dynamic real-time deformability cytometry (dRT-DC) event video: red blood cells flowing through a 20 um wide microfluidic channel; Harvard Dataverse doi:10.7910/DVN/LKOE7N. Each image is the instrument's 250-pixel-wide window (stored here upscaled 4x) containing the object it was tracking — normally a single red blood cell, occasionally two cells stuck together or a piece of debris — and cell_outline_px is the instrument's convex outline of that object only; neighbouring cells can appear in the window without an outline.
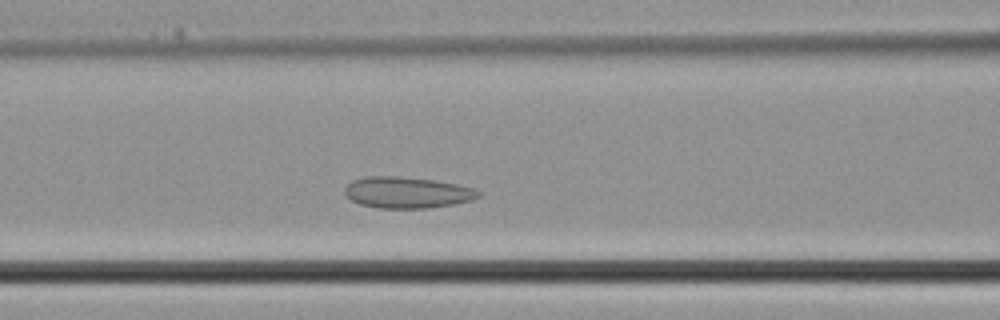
{"species": "common noctule bat (a hibernating species)", "species_latin": "Nyctalus noctula", "temperature_condition": "cold", "stored_images_in_passage": 32, "camera_frame_rate_fps": 3000, "um_per_image_px": 0.085, "animal": {"sex": "male", "body_mass_g": 21.5, "forearm_length_mm": 52.0}, "frame": {"image": 1, "passage_image": 9, "time_ms": 2.667, "image_size_px": [1000, 320], "cell_outline_px": [[480, 196], [472, 200], [452, 204], [424, 208], [376, 208], [360, 204], [352, 200], [344, 192], [344, 188], [352, 180], [364, 176], [396, 176], [432, 180], [456, 184], [472, 188], [480, 192]], "centroid_in_image_um": [34.56, 16.36], "position_along_channel_um": 132.0, "area_um2": 24.16}}
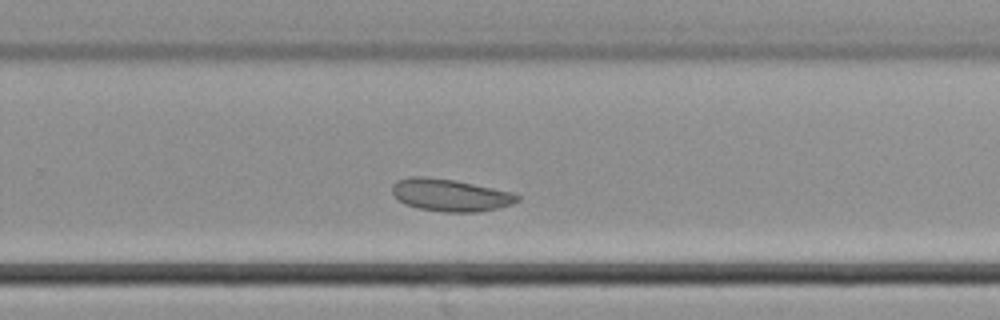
{"frame": {"image": 2, "passage_image": 18, "time_ms": 5.667, "image_size_px": [1000, 320], "cell_outline_px": [[520, 200], [512, 204], [500, 208], [476, 212], [444, 212], [416, 208], [404, 204], [392, 192], [392, 184], [396, 180], [412, 176], [424, 176], [452, 180], [512, 192], [520, 196]], "centroid_in_image_um": [38.26, 16.59], "position_along_channel_um": 291.5, "area_um2": 23.52}}
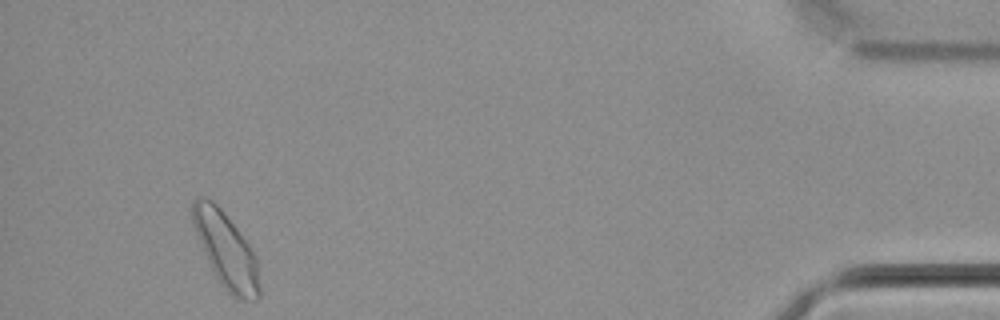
{"frame": {"image": 3, "passage_image": 29, "time_ms": 9.333, "image_size_px": [1000, 320], "cell_outline_px": [[260, 296], [256, 300], [244, 300], [228, 292], [220, 284], [212, 272], [196, 236], [192, 220], [192, 200], [200, 196], [204, 196], [212, 200], [220, 208], [236, 228], [248, 244], [256, 256], [260, 288]], "centroid_in_image_um": [19.19, 21.26], "position_along_channel_um": 416.0, "area_um2": 29.19}}